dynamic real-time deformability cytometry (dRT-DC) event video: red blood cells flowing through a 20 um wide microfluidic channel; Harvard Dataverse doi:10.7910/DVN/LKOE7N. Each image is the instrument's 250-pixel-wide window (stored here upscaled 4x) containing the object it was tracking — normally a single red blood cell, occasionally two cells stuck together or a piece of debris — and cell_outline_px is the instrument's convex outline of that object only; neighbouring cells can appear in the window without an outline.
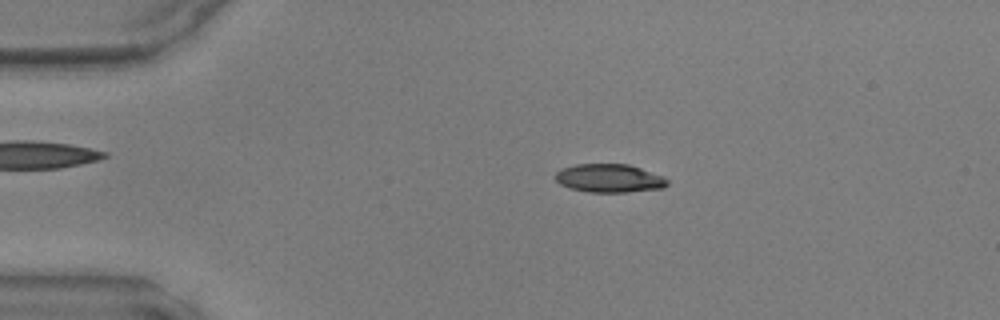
{"species": "common noctule bat (a hibernating species)", "species_latin": "Nyctalus noctula", "temperature_condition": "warm", "stored_images_in_passage": 45, "camera_frame_rate_fps": 3000, "um_per_image_px": 0.085, "animal": {"sex": "male", "body_mass_g": 17.9, "forearm_length_mm": 54.2}, "frame": {"image": 1, "passage_image": 9, "time_ms": 2.667, "image_size_px": [1000, 320], "cell_outline_px": [[668, 184], [664, 188], [624, 192], [588, 192], [568, 188], [560, 184], [552, 176], [560, 168], [576, 164], [628, 164], [664, 176], [668, 180]], "centroid_in_image_um": [51.75, 15.15], "position_along_channel_um": 33.2, "area_um2": 18.73}}
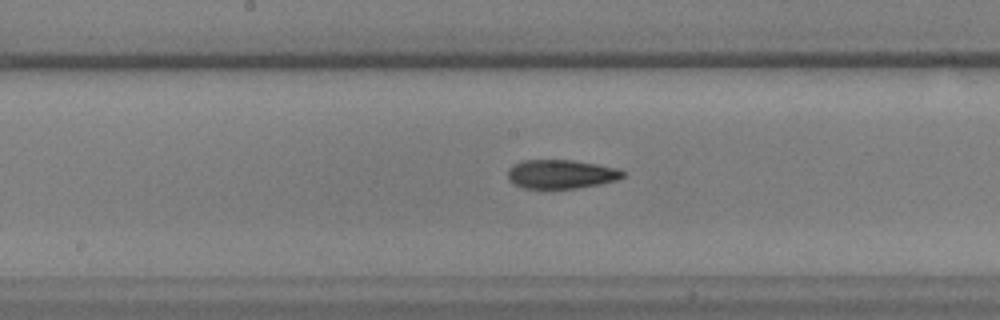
{"frame": {"image": 2, "passage_image": 24, "time_ms": 7.667, "image_size_px": [1000, 320], "cell_outline_px": [[624, 176], [616, 180], [600, 184], [576, 188], [524, 188], [508, 180], [508, 168], [512, 164], [520, 160], [572, 160], [596, 164], [616, 168], [624, 172]], "centroid_in_image_um": [47.65, 14.79], "position_along_channel_um": 200.6, "area_um2": 19.31}}
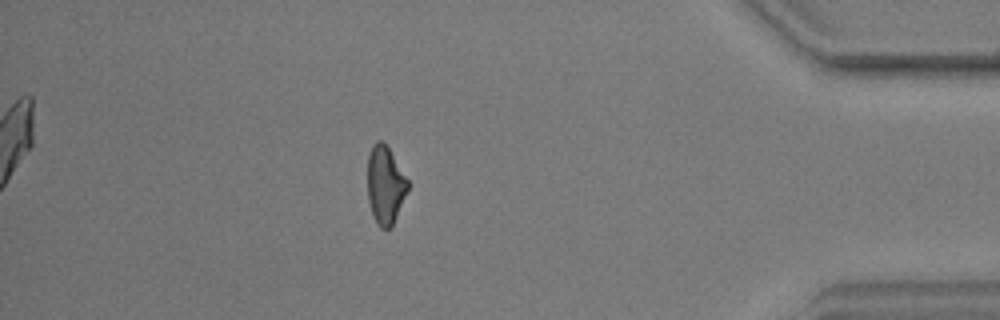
{"frame": {"image": 3, "passage_image": 41, "time_ms": 13.333, "image_size_px": [1000, 320], "cell_outline_px": [[408, 188], [392, 228], [380, 228], [376, 224], [372, 216], [368, 200], [368, 156], [372, 144], [376, 140], [380, 140], [388, 148], [408, 180]], "centroid_in_image_um": [32.72, 15.76], "position_along_channel_um": 402.5, "area_um2": 18.21}}